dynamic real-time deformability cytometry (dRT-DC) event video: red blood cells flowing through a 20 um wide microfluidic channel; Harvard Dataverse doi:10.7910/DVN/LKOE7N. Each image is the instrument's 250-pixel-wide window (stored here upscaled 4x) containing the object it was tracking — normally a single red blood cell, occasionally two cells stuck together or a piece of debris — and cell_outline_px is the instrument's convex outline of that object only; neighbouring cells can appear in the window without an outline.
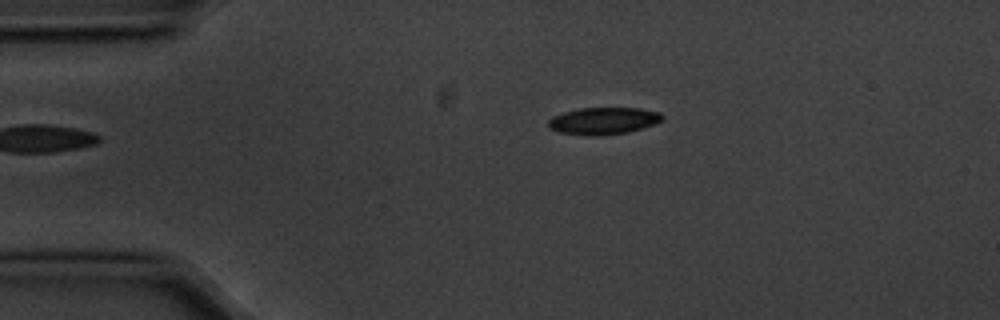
{"species": "common noctule bat (a hibernating species)", "species_latin": "Nyctalus noctula", "temperature_condition": "cold", "stored_images_in_passage": 13, "camera_frame_rate_fps": 3000, "um_per_image_px": 0.085, "animal": {"sex": "male", "body_mass_g": 20.1, "forearm_length_mm": 53.5}, "frame": {"image": 1, "passage_image": 1, "time_ms": 0.0, "image_size_px": [1000, 320], "cell_outline_px": [[664, 120], [628, 132], [600, 136], [584, 136], [560, 132], [548, 128], [548, 120], [552, 116], [564, 112], [580, 108], [640, 108], [660, 112], [664, 116]], "centroid_in_image_um": [51.27, 10.27], "position_along_channel_um": 33.7, "area_um2": 18.09}}
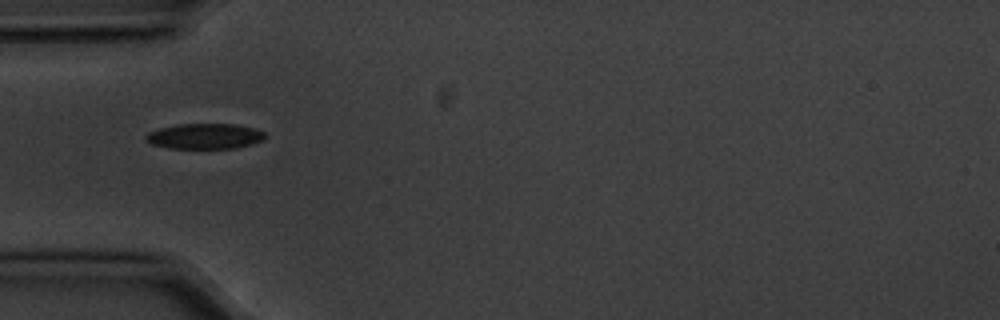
{"frame": {"image": 2, "passage_image": 3, "time_ms": 0.667, "image_size_px": [1000, 320], "cell_outline_px": [[264, 140], [252, 144], [236, 148], [168, 148], [152, 144], [144, 136], [148, 132], [160, 128], [176, 124], [236, 124], [252, 128], [264, 132]], "centroid_in_image_um": [17.4, 11.57], "position_along_channel_um": 67.6, "area_um2": 17.57}}